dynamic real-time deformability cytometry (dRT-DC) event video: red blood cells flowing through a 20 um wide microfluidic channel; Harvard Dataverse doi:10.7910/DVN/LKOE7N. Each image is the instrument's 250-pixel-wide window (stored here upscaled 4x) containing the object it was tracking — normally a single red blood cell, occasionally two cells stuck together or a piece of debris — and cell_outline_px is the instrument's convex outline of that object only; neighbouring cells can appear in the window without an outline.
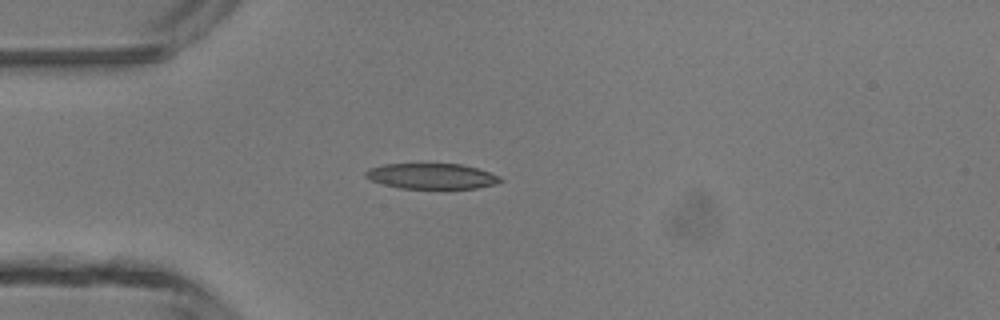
{"species": "common noctule bat (a hibernating species)", "species_latin": "Nyctalus noctula", "temperature_condition": "room temperature", "stored_images_in_passage": 3, "camera_frame_rate_fps": 3000, "um_per_image_px": 0.085, "animal": {"sex": "male", "body_mass_g": 13.3}, "frame": {"image": 1, "passage_image": 3, "time_ms": 3.333, "image_size_px": [1000, 320], "cell_outline_px": [[504, 180], [492, 184], [476, 188], [400, 188], [380, 184], [364, 176], [364, 172], [368, 168], [384, 164], [460, 164], [476, 168], [500, 176]], "centroid_in_image_um": [36.63, 14.97], "position_along_channel_um": 48.4, "area_um2": 19.88}}